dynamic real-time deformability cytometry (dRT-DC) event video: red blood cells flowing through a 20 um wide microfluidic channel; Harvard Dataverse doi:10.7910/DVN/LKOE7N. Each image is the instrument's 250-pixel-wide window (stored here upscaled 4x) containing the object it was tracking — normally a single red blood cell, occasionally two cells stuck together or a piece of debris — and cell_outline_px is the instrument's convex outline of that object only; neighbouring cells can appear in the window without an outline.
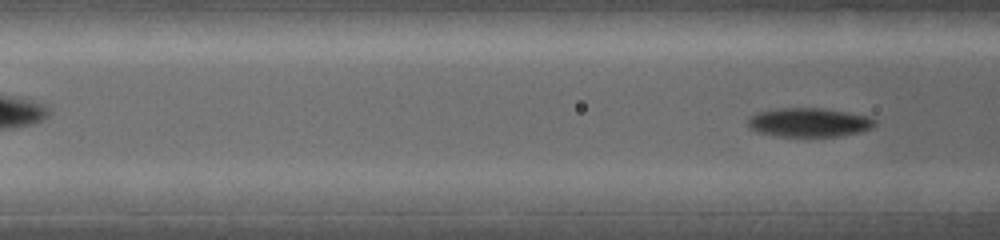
{"species": "common noctule bat (a hibernating species)", "species_latin": "Nyctalus noctula", "temperature_condition": "warm", "stored_images_in_passage": 9, "segment_of_instrument_passage": [2, 2], "camera_frame_rate_fps": 5000, "um_per_image_px": 0.085, "animal": {"sex": "female", "body_mass_g": 19.0, "forearm_length_mm": 53.3}, "frame": {"image": 1, "passage_image": 9, "time_ms": 2.0, "image_size_px": [1000, 240], "cell_outline_px": [[876, 124], [872, 128], [860, 132], [840, 136], [776, 136], [756, 132], [748, 128], [748, 120], [752, 116], [760, 112], [784, 108], [820, 108], [868, 116], [876, 120]], "centroid_in_image_um": [68.78, 10.42], "position_along_channel_um": 97.8, "area_um2": 21.21}}